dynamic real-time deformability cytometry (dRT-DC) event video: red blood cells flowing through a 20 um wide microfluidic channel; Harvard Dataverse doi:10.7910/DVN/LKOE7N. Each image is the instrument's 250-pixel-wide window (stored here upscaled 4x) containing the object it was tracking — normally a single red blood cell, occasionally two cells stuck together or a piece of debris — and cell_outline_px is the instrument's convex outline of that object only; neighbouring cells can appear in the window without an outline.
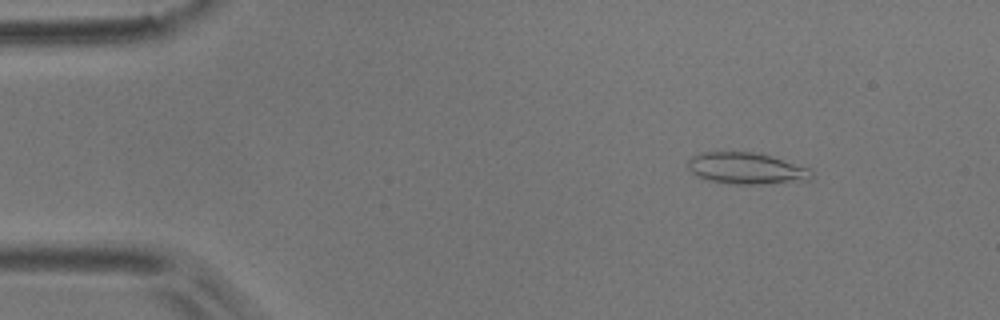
{"species": "common noctule bat (a hibernating species)", "species_latin": "Nyctalus noctula", "temperature_condition": "room temperature", "stored_images_in_passage": 53, "camera_frame_rate_fps": 3000, "um_per_image_px": 0.085, "animal": {"sex": "male", "body_mass_g": 17.9}, "frame": {"image": 1, "passage_image": 7, "time_ms": 2.0, "image_size_px": [1000, 320], "cell_outline_px": [[812, 180], [760, 184], [732, 184], [708, 180], [696, 176], [688, 168], [688, 160], [692, 156], [700, 152], [752, 152], [768, 156], [808, 168], [812, 172]], "centroid_in_image_um": [63.39, 14.32], "position_along_channel_um": 21.6, "area_um2": 22.43}}
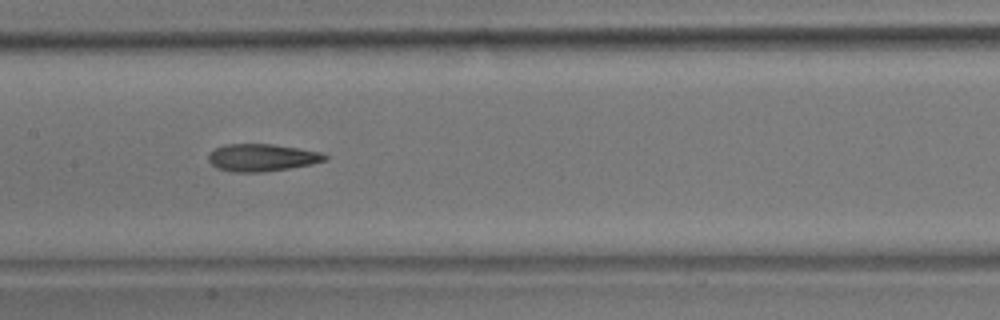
{"frame": {"image": 2, "passage_image": 26, "time_ms": 8.333, "image_size_px": [1000, 320], "cell_outline_px": [[328, 160], [312, 164], [264, 172], [232, 172], [216, 168], [208, 160], [208, 156], [216, 148], [224, 144], [272, 144], [320, 152], [328, 156]], "centroid_in_image_um": [22.26, 13.4], "position_along_channel_um": 185.1, "area_um2": 18.5}}
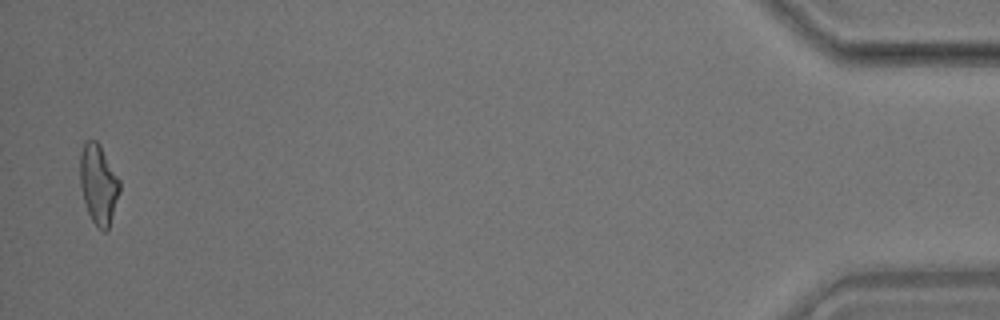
{"frame": {"image": 3, "passage_image": 52, "time_ms": 17.0, "image_size_px": [1000, 320], "cell_outline_px": [[120, 192], [108, 228], [104, 232], [92, 220], [88, 212], [84, 200], [80, 184], [80, 152], [84, 140], [96, 140], [100, 144], [120, 180]], "centroid_in_image_um": [8.37, 15.6], "position_along_channel_um": 426.8, "area_um2": 18.32}, "authors_computed_cell_mechanics": {"area_um2": 18.7272, "velocity_mm_per_s": 3.7993, "shape_relaxation_time_tau1_ms": null, "shape_relaxation_time_tau2_ms": 2.8119, "deformation_change_tau1": null, "deformation_change_tau2": 0.1231}}